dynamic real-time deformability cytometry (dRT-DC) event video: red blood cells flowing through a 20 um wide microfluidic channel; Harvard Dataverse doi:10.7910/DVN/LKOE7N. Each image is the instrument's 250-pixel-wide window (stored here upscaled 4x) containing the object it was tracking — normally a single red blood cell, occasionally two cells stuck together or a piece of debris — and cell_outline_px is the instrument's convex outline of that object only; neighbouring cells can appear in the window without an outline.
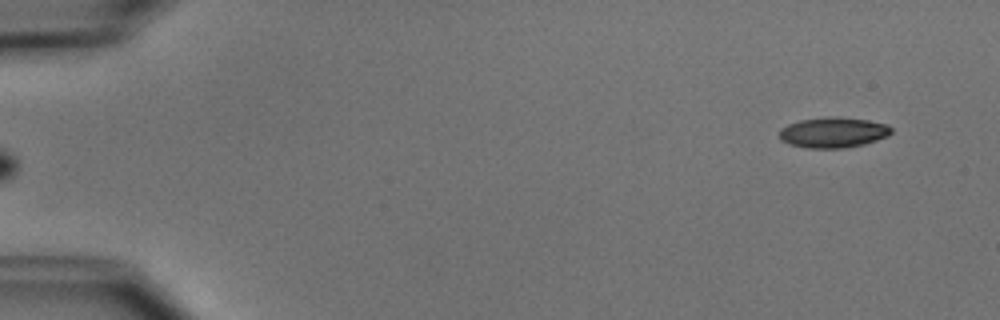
{"species": "common noctule bat (a hibernating species)", "species_latin": "Nyctalus noctula", "temperature_condition": "cold", "stored_images_in_passage": 4, "camera_frame_rate_fps": 3000, "um_per_image_px": 0.085, "animal": {"sex": "male", "body_mass_g": 15.6}, "frame": {"image": 1, "passage_image": 4, "time_ms": 7.0, "image_size_px": [1000, 320], "cell_outline_px": [[892, 132], [888, 136], [864, 144], [840, 148], [808, 148], [788, 144], [780, 140], [780, 128], [788, 124], [800, 120], [832, 116], [868, 120], [888, 124], [892, 128]], "centroid_in_image_um": [70.82, 11.25], "position_along_channel_um": 14.2, "area_um2": 19.88}}